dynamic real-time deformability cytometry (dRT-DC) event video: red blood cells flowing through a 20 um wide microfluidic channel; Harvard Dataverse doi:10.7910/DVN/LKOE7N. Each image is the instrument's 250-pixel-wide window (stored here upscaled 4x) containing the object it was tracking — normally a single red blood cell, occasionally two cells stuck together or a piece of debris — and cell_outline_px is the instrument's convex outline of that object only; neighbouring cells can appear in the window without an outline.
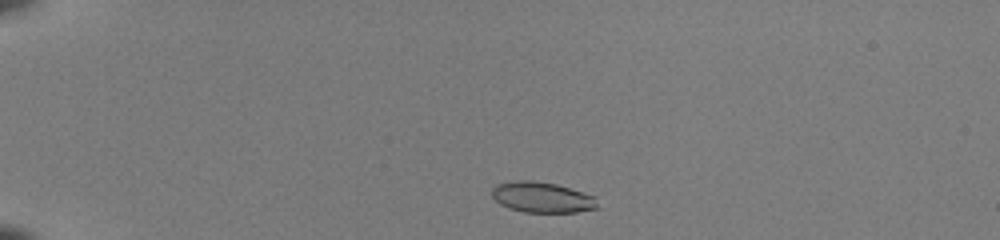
{"species": "common noctule bat (a hibernating species)", "species_latin": "Nyctalus noctula", "temperature_condition": "room temperature", "stored_images_in_passage": 10, "camera_frame_rate_fps": 3000, "um_per_image_px": 0.085, "animal": {"sex": "female", "body_mass_g": 22.0, "forearm_length_mm": 56.7}, "frame": {"image": 1, "passage_image": 2, "time_ms": 0.333, "image_size_px": [1000, 240], "cell_outline_px": [[600, 208], [576, 212], [524, 212], [508, 208], [500, 204], [492, 196], [492, 188], [496, 184], [516, 180], [532, 180], [556, 184], [596, 196]], "centroid_in_image_um": [46.1, 16.77], "position_along_channel_um": 38.9, "area_um2": 19.02}}
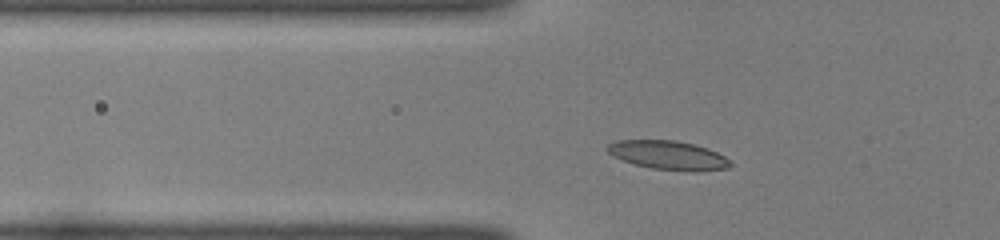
{"frame": {"image": 2, "passage_image": 9, "time_ms": 2.667, "image_size_px": [1000, 240], "cell_outline_px": [[732, 164], [728, 168], [696, 172], [692, 172], [652, 168], [636, 164], [612, 156], [604, 148], [608, 144], [616, 140], [676, 140], [696, 144], [708, 148], [724, 156]], "centroid_in_image_um": [56.8, 13.19], "position_along_channel_um": 69.0, "area_um2": 20.81}}